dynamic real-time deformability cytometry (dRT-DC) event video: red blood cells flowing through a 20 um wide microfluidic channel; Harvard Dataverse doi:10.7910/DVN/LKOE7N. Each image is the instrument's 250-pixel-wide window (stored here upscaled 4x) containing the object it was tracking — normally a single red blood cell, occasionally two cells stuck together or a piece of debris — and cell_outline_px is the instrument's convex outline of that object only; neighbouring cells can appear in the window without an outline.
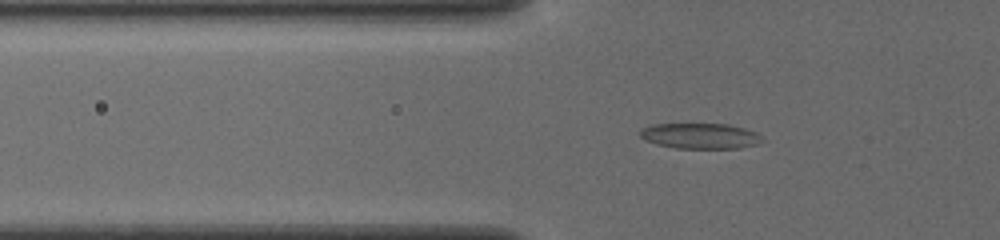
{"species": "common noctule bat (a hibernating species)", "species_latin": "Nyctalus noctula", "temperature_condition": "cold", "stored_images_in_passage": 51, "camera_frame_rate_fps": 3000, "um_per_image_px": 0.085, "animal": {"sex": "female", "body_mass_g": 19.5, "forearm_length_mm": 54.1}, "frame": {"image": 1, "passage_image": 19, "time_ms": 6.0, "image_size_px": [1000, 240], "cell_outline_px": [[764, 140], [756, 144], [740, 148], [676, 148], [656, 144], [644, 140], [640, 136], [640, 132], [644, 128], [652, 124], [728, 124], [744, 128], [756, 132]], "centroid_in_image_um": [59.52, 11.55], "position_along_channel_um": 66.3, "area_um2": 18.09}}
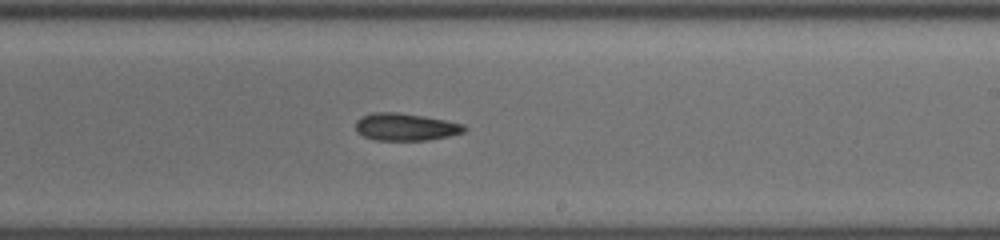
{"frame": {"image": 2, "passage_image": 34, "time_ms": 11.0, "image_size_px": [1000, 240], "cell_outline_px": [[468, 128], [464, 132], [448, 136], [428, 140], [376, 140], [364, 136], [356, 132], [356, 120], [372, 112], [396, 112], [424, 116], [464, 124]], "centroid_in_image_um": [34.48, 10.79], "position_along_channel_um": 254.5, "area_um2": 17.28}}
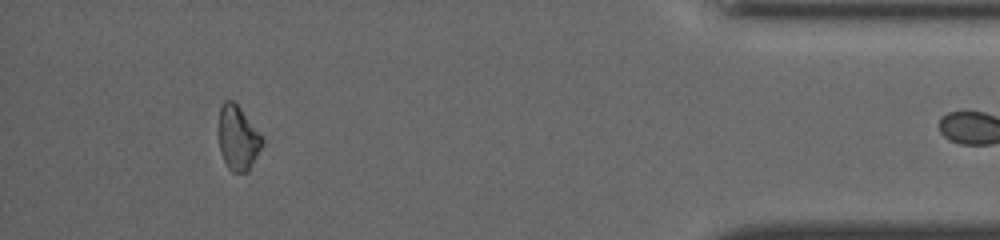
{"frame": {"image": 3, "passage_image": 50, "time_ms": 16.333, "image_size_px": [1000, 240], "cell_outline_px": [[264, 144], [248, 172], [232, 172], [228, 168], [224, 160], [220, 148], [216, 132], [216, 128], [220, 104], [224, 100], [232, 100], [240, 108], [264, 136]], "centroid_in_image_um": [20.2, 11.7], "position_along_channel_um": 415.0, "area_um2": 17.05}}